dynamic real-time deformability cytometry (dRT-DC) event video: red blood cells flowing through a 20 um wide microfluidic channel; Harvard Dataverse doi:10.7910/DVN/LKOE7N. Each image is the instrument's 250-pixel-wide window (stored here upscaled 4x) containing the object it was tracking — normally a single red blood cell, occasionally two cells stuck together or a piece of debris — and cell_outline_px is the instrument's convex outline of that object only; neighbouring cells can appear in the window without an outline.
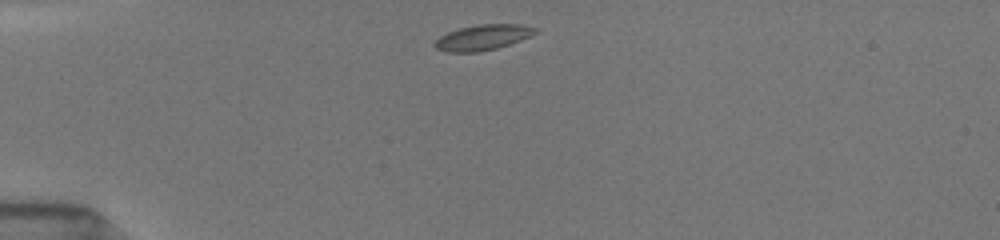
{"species": "common noctule bat (a hibernating species)", "species_latin": "Nyctalus noctula", "temperature_condition": "room temperature", "stored_images_in_passage": 14, "camera_frame_rate_fps": 3000, "um_per_image_px": 0.085, "animal": {"sex": "female", "body_mass_g": 19.5, "forearm_length_mm": 54.1}, "frame": {"image": 1, "passage_image": 1, "time_ms": 0.0, "image_size_px": [1000, 240], "cell_outline_px": [[540, 32], [532, 36], [496, 48], [476, 52], [448, 52], [436, 48], [432, 44], [440, 36], [448, 32], [460, 28], [476, 24], [520, 24], [536, 28]], "centroid_in_image_um": [41.05, 3.17], "position_along_channel_um": 43.9, "area_um2": 14.91}}
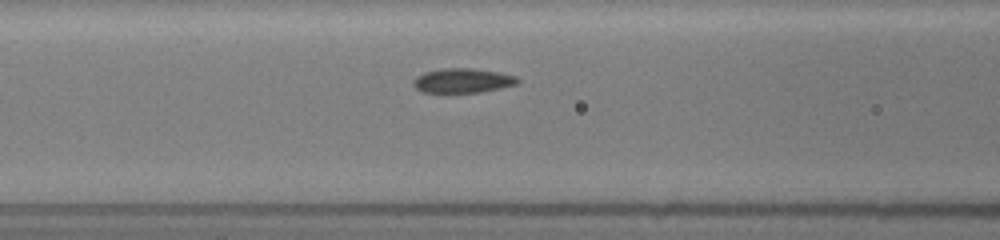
{"frame": {"image": 2, "passage_image": 10, "time_ms": 3.0, "image_size_px": [1000, 240], "cell_outline_px": [[520, 80], [516, 84], [500, 88], [480, 92], [424, 92], [416, 88], [412, 84], [412, 80], [416, 76], [424, 72], [440, 68], [472, 68], [496, 72], [516, 76]], "centroid_in_image_um": [39.28, 6.84], "position_along_channel_um": 127.3, "area_um2": 14.8}}
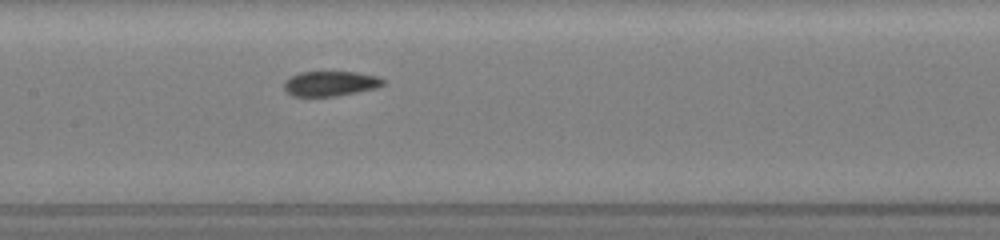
{"frame": {"image": 3, "passage_image": 14, "time_ms": 4.333, "image_size_px": [1000, 240], "cell_outline_px": [[388, 84], [376, 88], [336, 96], [292, 96], [284, 88], [284, 80], [300, 72], [356, 72], [380, 76]], "centroid_in_image_um": [28.13, 7.1], "position_along_channel_um": 179.3, "area_um2": 14.51}}